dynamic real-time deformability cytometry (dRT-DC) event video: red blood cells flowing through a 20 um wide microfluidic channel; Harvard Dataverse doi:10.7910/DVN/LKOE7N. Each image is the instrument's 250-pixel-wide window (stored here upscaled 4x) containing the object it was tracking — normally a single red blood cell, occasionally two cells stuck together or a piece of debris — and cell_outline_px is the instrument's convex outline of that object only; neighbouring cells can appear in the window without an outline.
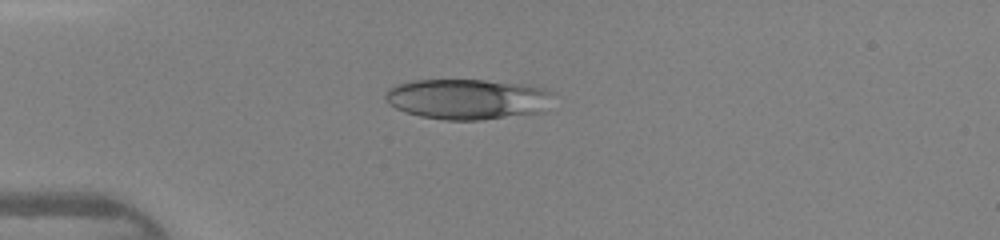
{"species": "human", "species_latin": "Homo sapiens", "temperature_condition": "warm", "stored_images_in_passage": 35, "camera_frame_rate_fps": 3000, "um_per_image_px": 0.085, "donor": {"sex": "female"}, "frame": {"image": 1, "passage_image": 1, "time_ms": 0.0, "image_size_px": [1000, 240], "cell_outline_px": [[552, 92], [544, 112], [480, 120], [444, 120], [420, 116], [396, 108], [388, 104], [384, 100], [384, 96], [388, 88], [396, 84], [412, 80], [484, 80], [520, 84], [544, 88]], "centroid_in_image_um": [39.68, 8.42], "position_along_channel_um": 45.3, "area_um2": 39.54}}
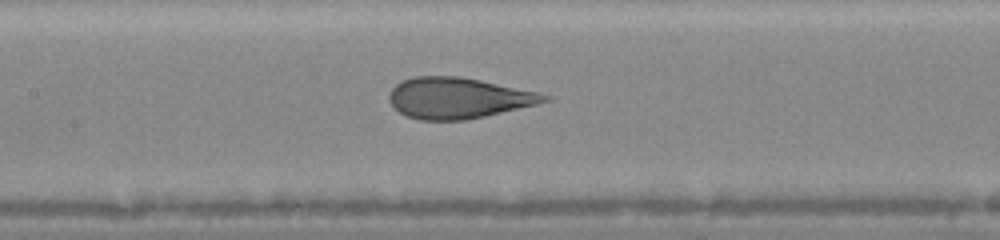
{"frame": {"image": 2, "passage_image": 11, "time_ms": 3.333, "image_size_px": [1000, 240], "cell_outline_px": [[552, 100], [536, 104], [484, 116], [464, 120], [420, 120], [408, 116], [400, 112], [388, 100], [388, 96], [392, 88], [396, 84], [412, 76], [460, 76], [540, 92], [552, 96]], "centroid_in_image_um": [38.96, 8.32], "position_along_channel_um": 168.4, "area_um2": 36.88}}
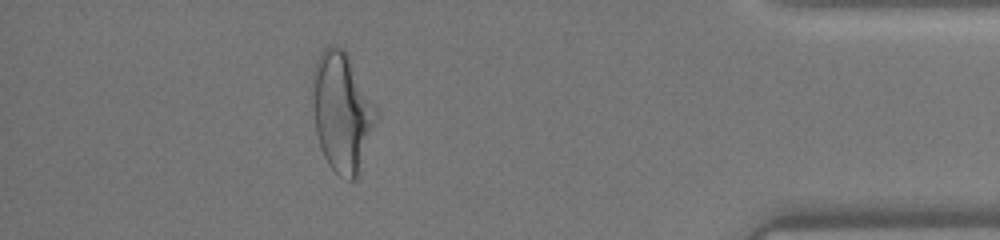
{"frame": {"image": 3, "passage_image": 30, "time_ms": 9.667, "image_size_px": [1000, 240], "cell_outline_px": [[380, 116], [356, 180], [348, 180], [340, 176], [328, 164], [320, 148], [316, 132], [312, 108], [312, 68], [320, 52], [328, 44], [336, 44], [344, 48], [380, 112]], "centroid_in_image_um": [29.08, 9.49], "position_along_channel_um": 406.1, "area_um2": 45.37}, "authors_computed_cell_mechanics": {"area_um2": 38.0902, "velocity_mm_per_s": 4.3744, "shape_relaxation_time_tau1_ms": 5.3797, "shape_relaxation_time_tau2_ms": 0.6493, "deformation_change_tau1": 0.1937, "deformation_change_tau2": 0.0898}}